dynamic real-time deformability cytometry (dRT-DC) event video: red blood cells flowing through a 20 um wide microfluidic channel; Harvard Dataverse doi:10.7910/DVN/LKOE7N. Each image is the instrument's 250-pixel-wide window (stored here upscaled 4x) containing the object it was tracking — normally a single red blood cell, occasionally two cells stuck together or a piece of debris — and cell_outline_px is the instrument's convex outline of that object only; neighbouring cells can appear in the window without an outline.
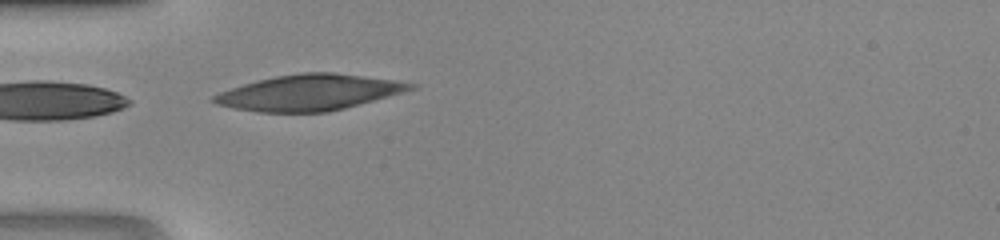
{"species": "human", "species_latin": "Homo sapiens", "temperature_condition": "room temperature", "stored_images_in_passage": 8, "camera_frame_rate_fps": 3000, "um_per_image_px": 0.085, "donor": {"sex": "male"}, "frame": {"image": 1, "passage_image": 8, "time_ms": 2.333, "image_size_px": [1000, 240], "cell_outline_px": [[416, 88], [344, 108], [328, 112], [256, 112], [232, 108], [216, 104], [212, 100], [212, 96], [220, 92], [244, 84], [276, 76], [304, 72], [332, 72], [392, 80], [416, 84]], "centroid_in_image_um": [26.23, 7.87], "position_along_channel_um": 58.8, "area_um2": 40.34}}